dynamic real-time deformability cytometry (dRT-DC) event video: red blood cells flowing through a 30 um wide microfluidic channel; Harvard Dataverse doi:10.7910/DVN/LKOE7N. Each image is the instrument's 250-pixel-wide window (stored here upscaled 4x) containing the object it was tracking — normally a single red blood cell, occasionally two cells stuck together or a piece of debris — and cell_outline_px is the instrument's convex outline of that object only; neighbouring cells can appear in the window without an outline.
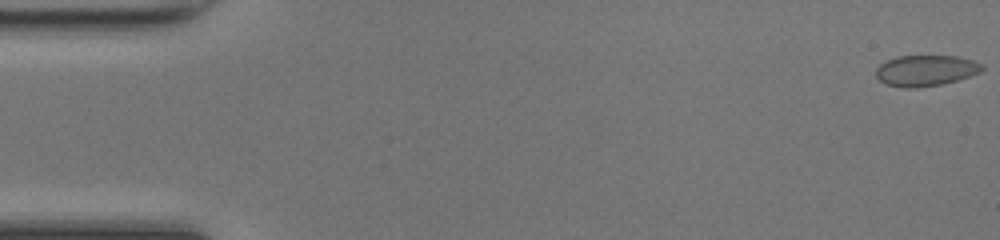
{"species": "common noctule bat (a hibernating species)", "species_latin": "Nyctalus noctula", "temperature_condition": "room temperature", "stored_images_in_passage": 49, "camera_frame_rate_fps": 3000, "um_per_image_px": 0.085, "animal": {"sex": "female", "body_mass_g": 17.0, "forearm_length_mm": 48.0}, "frame": {"image": 1, "passage_image": 1, "time_ms": 0.0, "image_size_px": [1000, 240], "cell_outline_px": [[984, 68], [980, 72], [956, 80], [940, 84], [916, 88], [904, 88], [884, 84], [876, 76], [876, 68], [880, 64], [896, 56], [956, 56], [972, 60], [984, 64]], "centroid_in_image_um": [78.67, 5.99], "position_along_channel_um": 6.3, "area_um2": 19.07}}
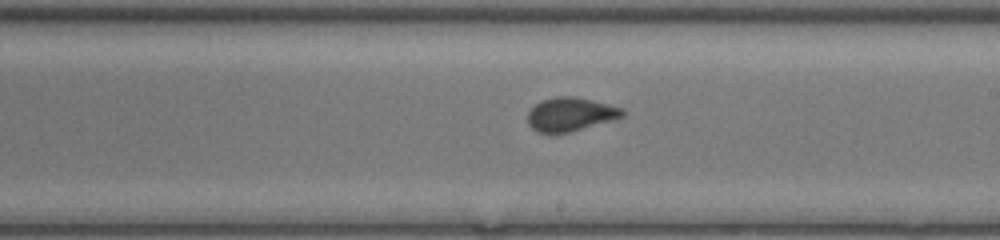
{"frame": {"image": 2, "passage_image": 28, "time_ms": 9.0, "image_size_px": [1000, 240], "cell_outline_px": [[624, 116], [612, 120], [568, 132], [536, 132], [528, 124], [528, 112], [540, 100], [556, 96], [572, 96], [592, 100], [624, 108]], "centroid_in_image_um": [48.48, 9.7], "position_along_channel_um": 240.5, "area_um2": 18.38}}
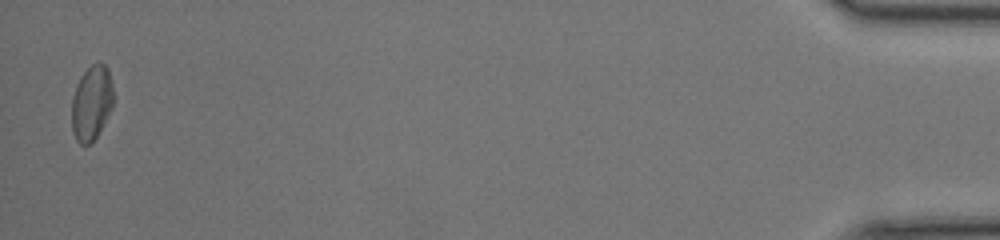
{"frame": {"image": 3, "passage_image": 48, "time_ms": 15.667, "image_size_px": [1000, 240], "cell_outline_px": [[112, 108], [96, 136], [88, 144], [80, 144], [76, 140], [72, 132], [72, 96], [76, 84], [80, 76], [92, 64], [104, 64], [108, 68], [112, 84]], "centroid_in_image_um": [7.76, 8.74], "position_along_channel_um": 427.4, "area_um2": 17.92}}